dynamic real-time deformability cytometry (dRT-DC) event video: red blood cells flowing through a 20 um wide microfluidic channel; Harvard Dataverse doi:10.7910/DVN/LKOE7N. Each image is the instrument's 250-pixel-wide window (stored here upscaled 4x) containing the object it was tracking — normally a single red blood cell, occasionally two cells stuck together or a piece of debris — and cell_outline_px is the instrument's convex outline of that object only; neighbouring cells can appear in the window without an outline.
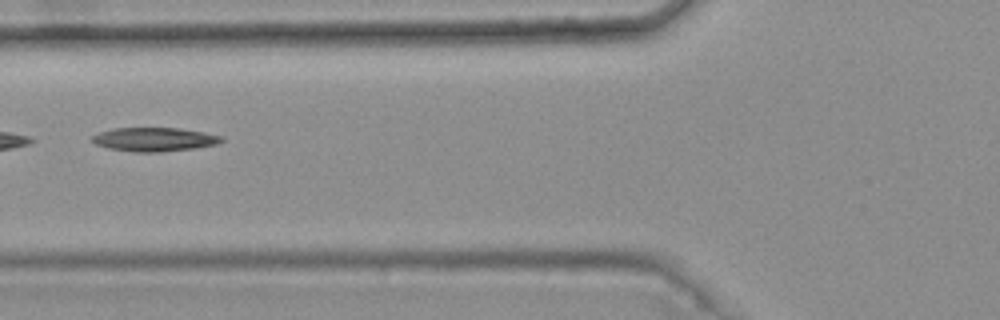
{"species": "common noctule bat (a hibernating species)", "species_latin": "Nyctalus noctula", "temperature_condition": "warm", "stored_images_in_passage": 2, "camera_frame_rate_fps": 3000, "um_per_image_px": 0.085, "animal": {"sex": "female", "body_mass_g": 25.1}, "frame": {"image": 1, "passage_image": 2, "time_ms": 0.333, "image_size_px": [1000, 320], "cell_outline_px": [[224, 140], [216, 144], [196, 148], [160, 152], [136, 152], [108, 148], [96, 144], [92, 140], [92, 136], [100, 132], [112, 128], [180, 128], [204, 132], [220, 136]], "centroid_in_image_um": [13.11, 11.85], "position_along_channel_um": 112.7, "area_um2": 17.86}}